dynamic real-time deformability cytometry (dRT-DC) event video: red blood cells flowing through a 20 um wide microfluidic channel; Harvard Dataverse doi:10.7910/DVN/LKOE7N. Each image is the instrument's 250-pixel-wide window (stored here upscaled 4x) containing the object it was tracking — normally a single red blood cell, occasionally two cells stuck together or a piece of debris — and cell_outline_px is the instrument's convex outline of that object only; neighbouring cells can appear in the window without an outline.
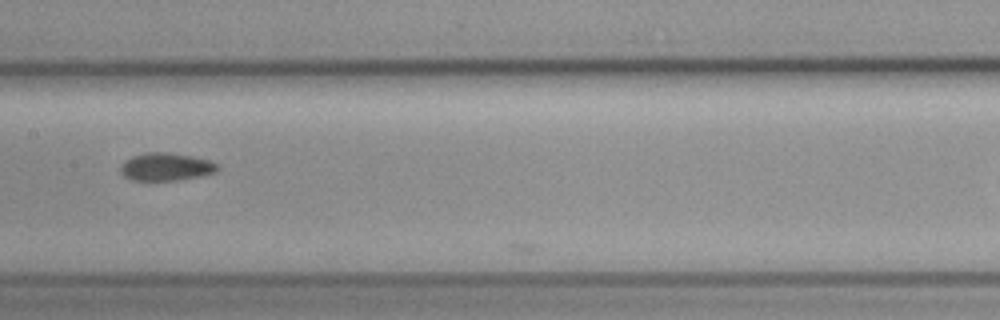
{"species": "common noctule bat (a hibernating species)", "species_latin": "Nyctalus noctula", "temperature_condition": "cold", "stored_images_in_passage": 40, "camera_frame_rate_fps": 3000, "um_per_image_px": 0.085, "animal": {"sex": "female", "body_mass_g": 19.3, "forearm_length_mm": 54.1}, "frame": {"image": 1, "passage_image": 22, "time_ms": 7.0, "image_size_px": [1000, 320], "cell_outline_px": [[220, 168], [216, 172], [176, 180], [132, 180], [124, 176], [120, 172], [120, 168], [124, 160], [132, 156], [148, 152], [168, 152], [208, 160], [216, 164]], "centroid_in_image_um": [14.06, 14.17], "position_along_channel_um": 193.3, "area_um2": 15.43}}
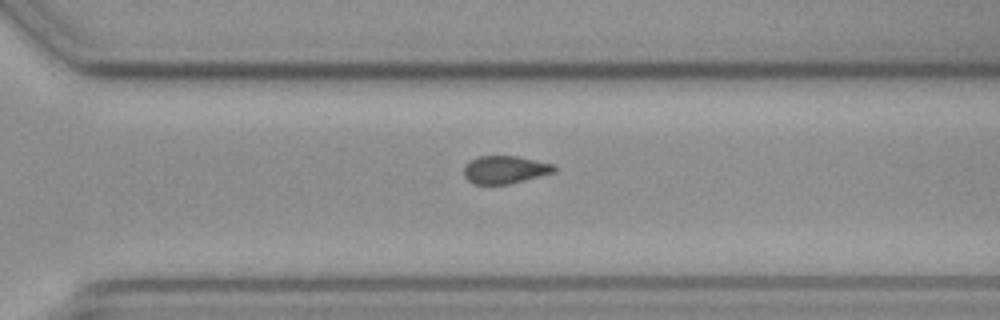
{"frame": {"image": 2, "passage_image": 33, "time_ms": 10.667, "image_size_px": [1000, 320], "cell_outline_px": [[556, 172], [508, 184], [472, 184], [464, 176], [464, 164], [476, 156], [516, 156], [556, 164]], "centroid_in_image_um": [42.92, 14.41], "position_along_channel_um": 327.7, "area_um2": 14.8}}
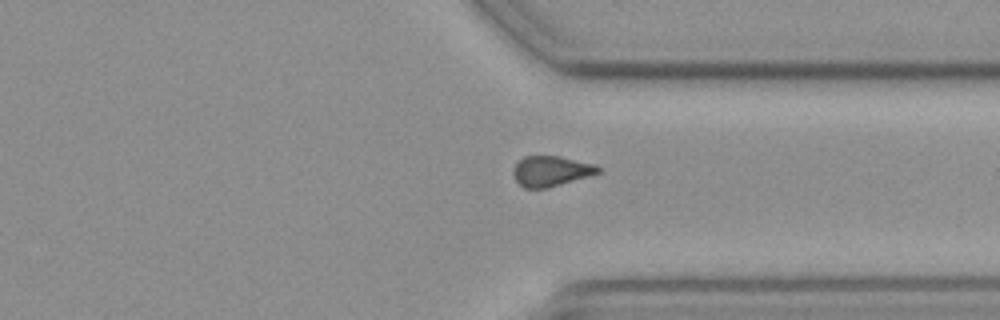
{"frame": {"image": 3, "passage_image": 36, "time_ms": 11.667, "image_size_px": [1000, 320], "cell_outline_px": [[600, 172], [588, 176], [548, 188], [524, 188], [516, 180], [512, 172], [516, 164], [524, 156], [560, 156], [596, 164], [600, 168]], "centroid_in_image_um": [46.84, 14.54], "position_along_channel_um": 364.6, "area_um2": 14.91}}